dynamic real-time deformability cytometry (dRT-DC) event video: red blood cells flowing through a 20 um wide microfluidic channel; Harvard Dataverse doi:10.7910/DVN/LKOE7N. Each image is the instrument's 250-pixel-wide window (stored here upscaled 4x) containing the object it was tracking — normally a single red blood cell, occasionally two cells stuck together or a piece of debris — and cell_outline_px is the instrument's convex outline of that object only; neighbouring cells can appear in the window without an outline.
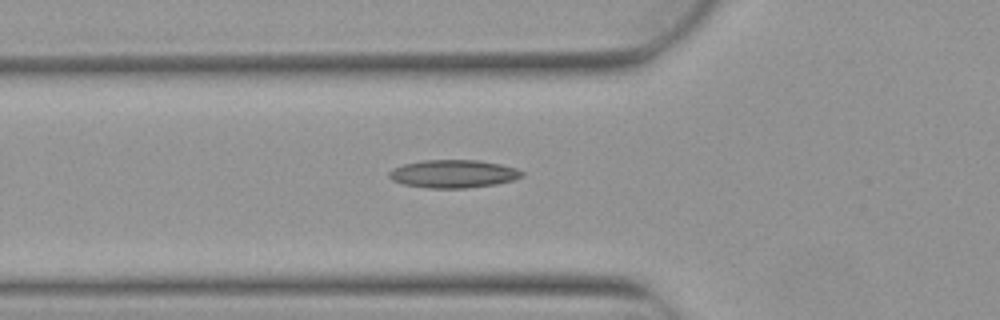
{"species": "Egyptian fruit bat (a non-hibernating species)", "species_latin": "Rousettus aegyptiacus", "temperature_condition": "warm", "stored_images_in_passage": 7, "camera_frame_rate_fps": 3000, "um_per_image_px": 0.085, "animal": {"sex": "female"}, "frame": {"image": 1, "passage_image": 7, "time_ms": 2.0, "image_size_px": [1000, 320], "cell_outline_px": [[524, 176], [512, 180], [496, 184], [468, 188], [428, 188], [404, 184], [392, 180], [388, 176], [388, 172], [392, 168], [404, 164], [424, 160], [476, 160], [500, 164], [516, 168], [524, 172]], "centroid_in_image_um": [38.53, 14.77], "position_along_channel_um": 87.3, "area_um2": 21.68}}